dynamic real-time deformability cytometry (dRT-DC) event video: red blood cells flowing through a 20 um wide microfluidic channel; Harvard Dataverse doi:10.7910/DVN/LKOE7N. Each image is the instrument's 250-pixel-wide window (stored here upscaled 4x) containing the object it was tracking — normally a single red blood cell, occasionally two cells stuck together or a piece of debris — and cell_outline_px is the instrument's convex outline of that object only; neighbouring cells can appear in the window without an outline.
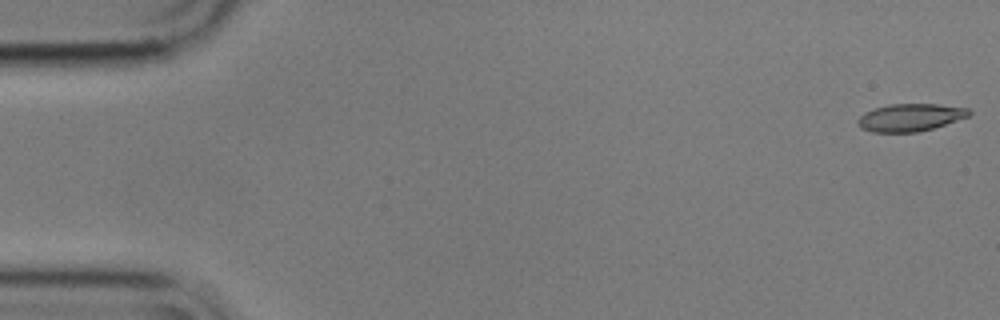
{"species": "common noctule bat (a hibernating species)", "species_latin": "Nyctalus noctula", "temperature_condition": "cold", "stored_images_in_passage": 56, "camera_frame_rate_fps": 3000, "um_per_image_px": 0.085, "animal": {"sex": "male", "body_mass_g": 17.9}, "frame": {"image": 1, "passage_image": 1, "time_ms": 0.0, "image_size_px": [1000, 320], "cell_outline_px": [[972, 112], [968, 116], [932, 128], [916, 132], [872, 132], [860, 128], [856, 120], [864, 112], [888, 104], [936, 104], [968, 108]], "centroid_in_image_um": [77.32, 9.98], "position_along_channel_um": 7.7, "area_um2": 17.69}}
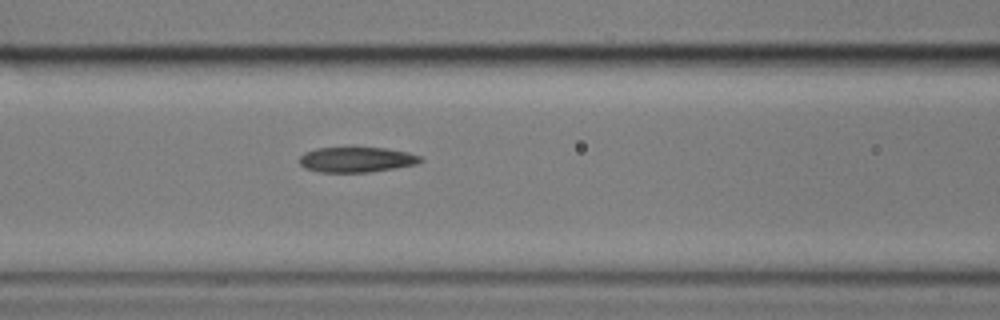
{"frame": {"image": 2, "passage_image": 23, "time_ms": 7.333, "image_size_px": [1000, 320], "cell_outline_px": [[424, 160], [416, 164], [396, 168], [368, 172], [320, 172], [304, 168], [300, 164], [300, 156], [304, 152], [316, 148], [384, 148], [408, 152], [420, 156]], "centroid_in_image_um": [30.3, 13.57], "position_along_channel_um": 136.3, "area_um2": 17.74}}
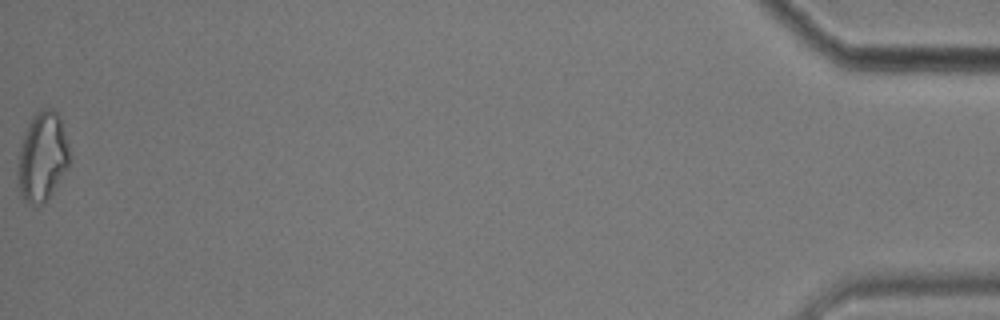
{"frame": {"image": 3, "passage_image": 56, "time_ms": 18.333, "image_size_px": [1000, 320], "cell_outline_px": [[68, 168], [52, 192], [36, 208], [28, 204], [20, 196], [16, 176], [16, 172], [20, 152], [24, 136], [28, 124], [32, 116], [36, 112], [44, 108], [52, 108], [60, 116], [68, 144]], "centroid_in_image_um": [3.57, 13.35], "position_along_channel_um": 431.6, "area_um2": 26.82}, "authors_computed_cell_mechanics": {"area_um2": 18.6694, "velocity_mm_per_s": 3.5733, "shape_relaxation_time_tau1_ms": null, "shape_relaxation_time_tau2_ms": 5.7601, "deformation_change_tau1": null, "deformation_change_tau2": 0.1401}}